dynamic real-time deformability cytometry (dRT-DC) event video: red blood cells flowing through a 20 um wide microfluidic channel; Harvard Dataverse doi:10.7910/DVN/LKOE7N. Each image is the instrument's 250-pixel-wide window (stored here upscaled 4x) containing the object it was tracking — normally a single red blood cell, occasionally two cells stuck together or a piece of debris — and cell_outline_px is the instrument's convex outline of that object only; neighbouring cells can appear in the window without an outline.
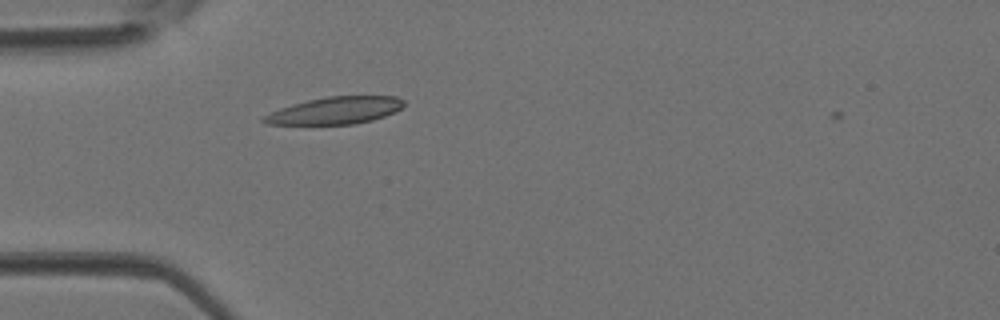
{"species": "Egyptian fruit bat (a non-hibernating species)", "species_latin": "Rousettus aegyptiacus", "temperature_condition": "room temperature", "stored_images_in_passage": 2, "camera_frame_rate_fps": 3000, "um_per_image_px": 0.085, "animal": {"sex": "female"}, "frame": {"image": 1, "passage_image": 2, "time_ms": 0.333, "image_size_px": [1000, 320], "cell_outline_px": [[404, 104], [400, 108], [384, 116], [372, 120], [356, 124], [264, 124], [260, 120], [264, 116], [280, 108], [292, 104], [308, 100], [328, 96], [396, 96], [404, 100]], "centroid_in_image_um": [28.48, 9.39], "position_along_channel_um": 56.5, "area_um2": 21.96}}